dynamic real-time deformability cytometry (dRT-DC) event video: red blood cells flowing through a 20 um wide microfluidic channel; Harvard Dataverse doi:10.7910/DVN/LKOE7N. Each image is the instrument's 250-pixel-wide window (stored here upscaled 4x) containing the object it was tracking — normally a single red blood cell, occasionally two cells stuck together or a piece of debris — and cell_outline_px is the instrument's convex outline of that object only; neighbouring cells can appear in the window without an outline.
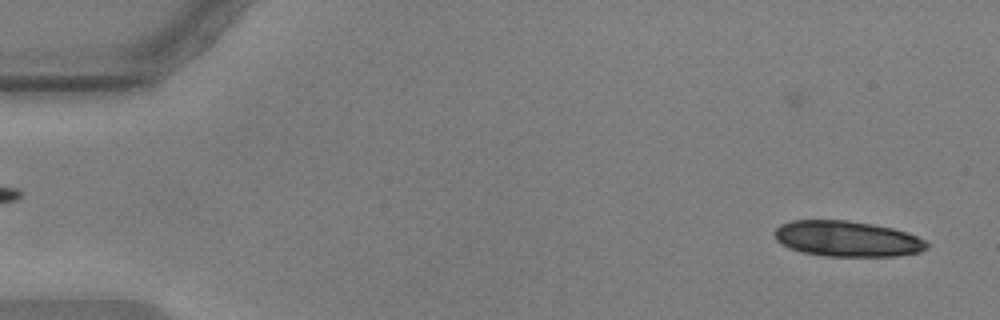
{"species": "common noctule bat (a hibernating species)", "species_latin": "Nyctalus noctula", "temperature_condition": "warm", "stored_images_in_passage": 31, "camera_frame_rate_fps": 3000, "um_per_image_px": 0.085, "animal": {"sex": "male", "body_mass_g": 17.9, "forearm_length_mm": 54.2}, "frame": {"image": 1, "passage_image": 2, "time_ms": 0.333, "image_size_px": [1000, 320], "cell_outline_px": [[928, 248], [920, 252], [896, 256], [824, 256], [804, 252], [788, 248], [776, 240], [772, 232], [780, 224], [792, 220], [848, 220], [872, 224], [892, 228], [916, 236], [924, 240], [928, 244]], "centroid_in_image_um": [71.96, 20.29], "position_along_channel_um": 13.0, "area_um2": 31.67}}
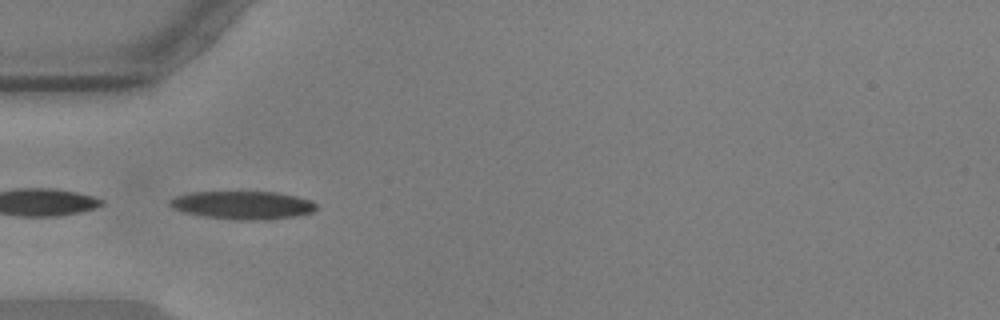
{"frame": {"image": 2, "passage_image": 17, "time_ms": 5.333, "image_size_px": [1000, 320], "cell_outline_px": [[316, 208], [312, 212], [296, 216], [268, 220], [236, 220], [204, 216], [184, 212], [172, 208], [168, 204], [168, 200], [176, 196], [192, 192], [276, 192], [296, 196], [312, 200], [316, 204]], "centroid_in_image_um": [20.63, 17.44], "position_along_channel_um": 64.4, "area_um2": 24.1}}
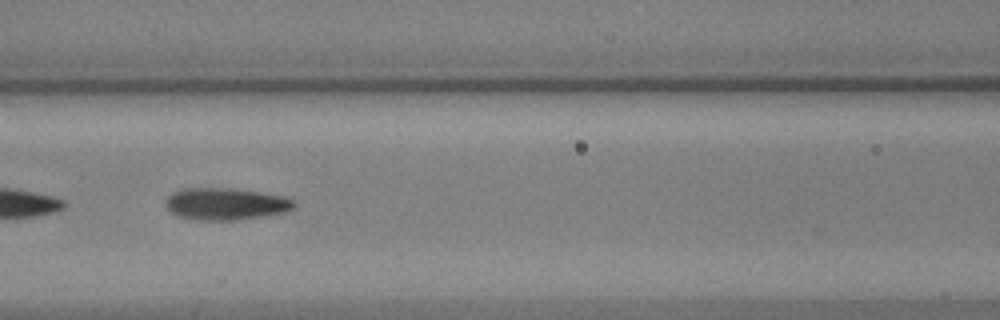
{"frame": {"image": 3, "passage_image": 24, "time_ms": 7.667, "image_size_px": [1000, 320], "cell_outline_px": [[296, 204], [292, 208], [284, 212], [236, 220], [200, 220], [176, 216], [164, 204], [168, 196], [172, 192], [184, 188], [232, 188], [284, 196], [292, 200]], "centroid_in_image_um": [19.14, 17.32], "position_along_channel_um": 147.5, "area_um2": 23.76}}